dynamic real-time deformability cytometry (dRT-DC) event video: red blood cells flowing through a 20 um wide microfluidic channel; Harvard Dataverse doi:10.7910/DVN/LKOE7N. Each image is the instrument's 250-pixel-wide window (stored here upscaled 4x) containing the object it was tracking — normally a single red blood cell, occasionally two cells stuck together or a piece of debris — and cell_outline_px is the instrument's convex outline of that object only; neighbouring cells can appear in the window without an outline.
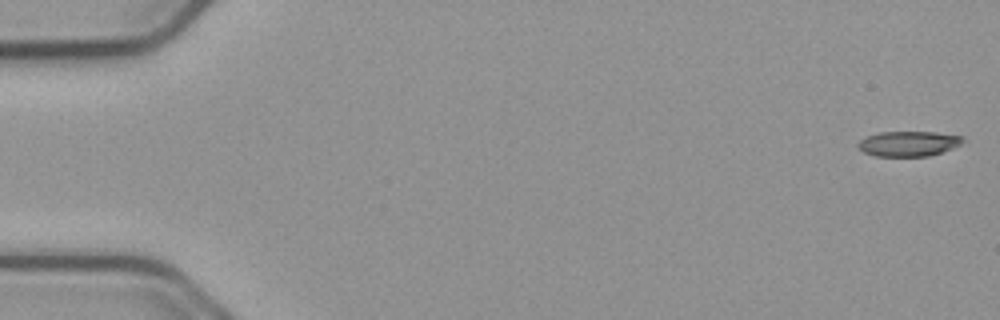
{"species": "common noctule bat (a hibernating species)", "species_latin": "Nyctalus noctula", "temperature_condition": "cold", "stored_images_in_passage": 55, "camera_frame_rate_fps": 3000, "um_per_image_px": 0.085, "animal": {"sex": "male", "body_mass_g": 23.1, "forearm_length_mm": 52.7}, "frame": {"image": 1, "passage_image": 1, "time_ms": 0.0, "image_size_px": [1000, 320], "cell_outline_px": [[968, 140], [944, 152], [928, 156], [876, 156], [864, 152], [856, 148], [856, 144], [860, 140], [868, 136], [880, 132], [936, 132], [964, 136]], "centroid_in_image_um": [77.26, 12.21], "position_along_channel_um": 7.7, "area_um2": 15.55}}
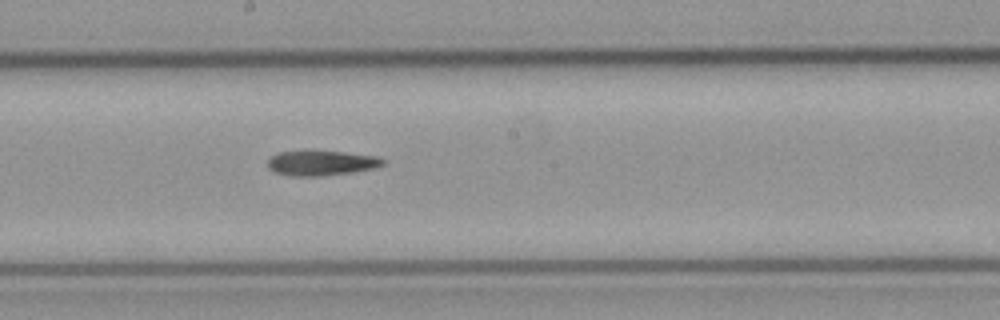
{"frame": {"image": 2, "passage_image": 30, "time_ms": 9.667, "image_size_px": [1000, 320], "cell_outline_px": [[384, 164], [376, 168], [352, 172], [320, 176], [292, 176], [276, 172], [268, 168], [268, 160], [272, 156], [280, 152], [308, 148], [344, 152], [376, 156], [384, 160]], "centroid_in_image_um": [27.29, 13.82], "position_along_channel_um": 220.9, "area_um2": 17.28}}
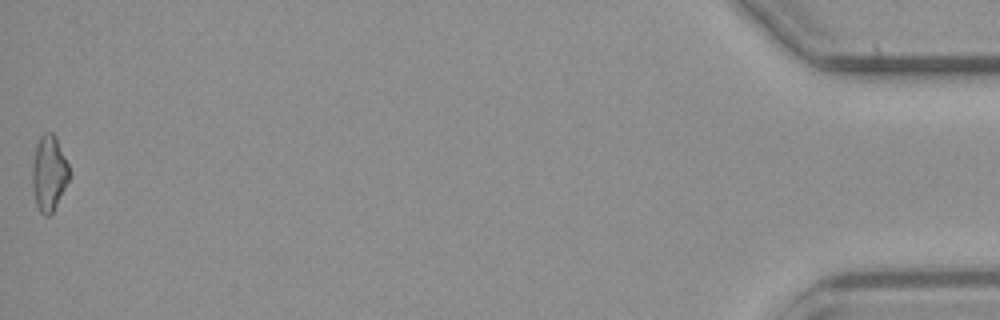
{"frame": {"image": 3, "passage_image": 55, "time_ms": 18.0, "image_size_px": [1000, 320], "cell_outline_px": [[72, 176], [52, 212], [48, 216], [44, 216], [40, 212], [36, 204], [32, 188], [32, 168], [36, 144], [40, 136], [44, 132], [52, 132], [56, 136], [68, 164]], "centroid_in_image_um": [4.18, 14.71], "position_along_channel_um": 431.0, "area_um2": 16.47}, "authors_computed_cell_mechanics": {"area_um2": 16.762, "velocity_mm_per_s": 3.7457, "shape_relaxation_time_tau1_ms": null, "shape_relaxation_time_tau2_ms": 6.1115, "deformation_change_tau1": null, "deformation_change_tau2": 0.2065}}